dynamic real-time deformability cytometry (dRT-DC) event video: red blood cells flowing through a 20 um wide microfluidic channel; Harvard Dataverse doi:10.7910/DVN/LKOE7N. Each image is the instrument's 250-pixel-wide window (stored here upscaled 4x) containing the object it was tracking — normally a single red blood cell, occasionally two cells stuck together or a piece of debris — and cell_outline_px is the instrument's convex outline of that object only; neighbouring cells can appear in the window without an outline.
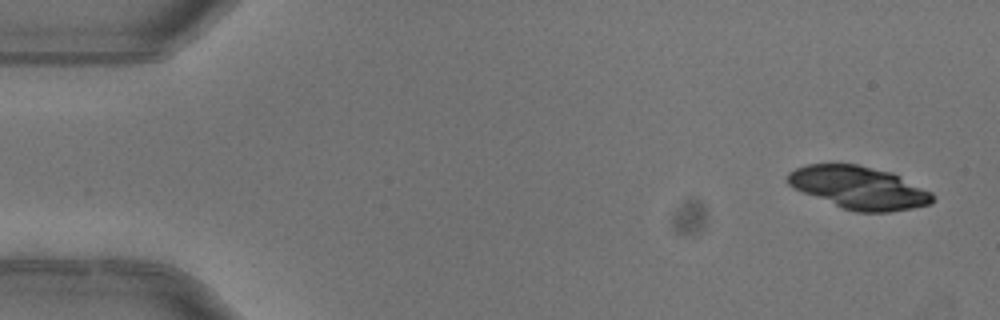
{"species": "common noctule bat (a hibernating species)", "species_latin": "Nyctalus noctula", "temperature_condition": "warm", "stored_images_in_passage": 7, "camera_frame_rate_fps": 3000, "um_per_image_px": 0.085, "animal": {"sex": "female"}, "frame": {"image": 1, "passage_image": 1, "time_ms": 0.0, "image_size_px": [1000, 320], "cell_outline_px": [[936, 200], [932, 204], [912, 208], [888, 212], [856, 212], [844, 208], [792, 188], [784, 180], [788, 172], [796, 168], [808, 164], [856, 164], [892, 172], [932, 192], [936, 196]], "centroid_in_image_um": [73.02, 15.95], "position_along_channel_um": 12.0, "area_um2": 36.18}}